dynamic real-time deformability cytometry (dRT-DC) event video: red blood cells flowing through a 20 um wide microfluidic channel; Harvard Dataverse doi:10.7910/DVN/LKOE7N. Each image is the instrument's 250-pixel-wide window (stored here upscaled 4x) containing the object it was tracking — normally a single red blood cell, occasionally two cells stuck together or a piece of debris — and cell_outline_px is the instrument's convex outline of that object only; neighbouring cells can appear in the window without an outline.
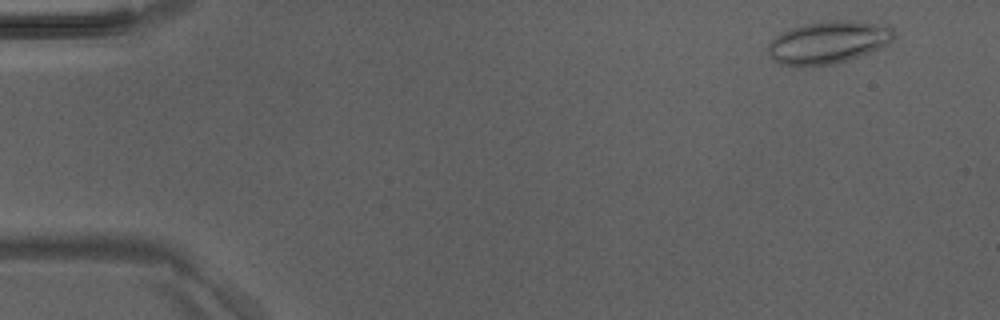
{"species": "Egyptian fruit bat (a non-hibernating species)", "species_latin": "Rousettus aegyptiacus", "temperature_condition": "room temperature", "stored_images_in_passage": 4, "camera_frame_rate_fps": 3000, "um_per_image_px": 0.085, "animal": {"sex": "male"}, "frame": {"image": 1, "passage_image": 1, "time_ms": 0.0, "image_size_px": [1000, 320], "cell_outline_px": [[896, 36], [884, 48], [836, 64], [792, 68], [780, 64], [772, 60], [768, 52], [768, 44], [780, 32], [804, 24], [832, 20], [852, 20], [888, 24], [892, 28]], "centroid_in_image_um": [70.42, 3.62], "position_along_channel_um": 14.6, "area_um2": 32.08}}